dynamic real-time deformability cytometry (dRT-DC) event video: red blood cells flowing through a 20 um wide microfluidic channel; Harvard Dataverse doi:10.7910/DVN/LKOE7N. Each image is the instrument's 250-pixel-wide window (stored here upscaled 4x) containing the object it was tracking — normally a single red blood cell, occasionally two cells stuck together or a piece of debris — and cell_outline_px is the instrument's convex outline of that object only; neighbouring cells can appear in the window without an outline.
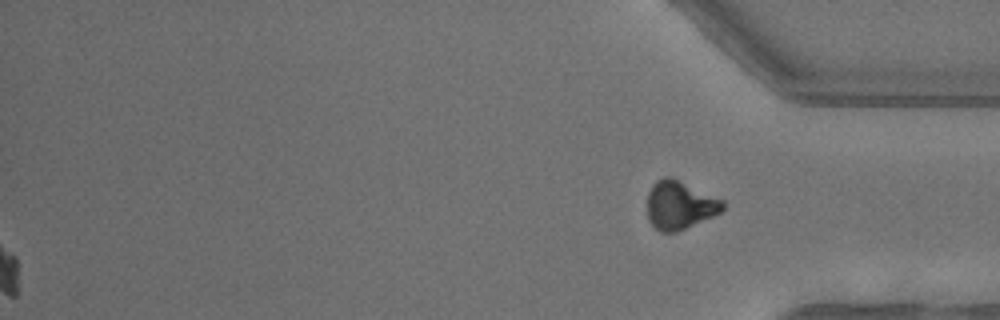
{"species": "common noctule bat (a hibernating species)", "species_latin": "Nyctalus noctula", "temperature_condition": "warm", "stored_images_in_passage": 42, "segment_of_instrument_passage": [2, 2], "camera_frame_rate_fps": 3000, "um_per_image_px": 0.085, "animal": {"sex": "female"}, "frame": {"image": 1, "passage_image": 42, "time_ms": 13.667, "image_size_px": [1000, 320], "cell_outline_px": [[724, 208], [720, 212], [712, 216], [676, 232], [660, 232], [648, 220], [648, 192], [652, 184], [656, 180], [664, 176], [672, 176], [724, 200]], "centroid_in_image_um": [57.76, 17.4], "position_along_channel_um": 377.4, "area_um2": 21.33}}